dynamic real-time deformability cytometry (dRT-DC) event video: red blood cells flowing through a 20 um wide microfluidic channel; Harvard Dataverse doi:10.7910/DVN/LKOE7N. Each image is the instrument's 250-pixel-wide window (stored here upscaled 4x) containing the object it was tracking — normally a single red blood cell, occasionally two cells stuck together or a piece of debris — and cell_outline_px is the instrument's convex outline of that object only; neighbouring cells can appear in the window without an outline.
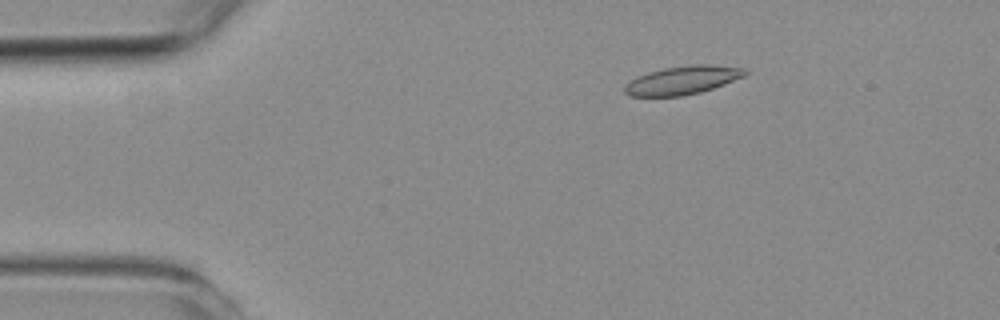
{"species": "common noctule bat (a hibernating species)", "species_latin": "Nyctalus noctula", "temperature_condition": "room temperature", "stored_images_in_passage": 46, "camera_frame_rate_fps": 3000, "um_per_image_px": 0.085, "animal": {"sex": "female", "body_mass_g": 19.3, "forearm_length_mm": 54.1}, "frame": {"image": 1, "passage_image": 1, "time_ms": 0.0, "image_size_px": [1000, 320], "cell_outline_px": [[748, 72], [744, 76], [724, 84], [700, 92], [684, 96], [628, 96], [624, 92], [624, 84], [636, 76], [648, 72], [664, 68], [692, 64], [712, 64], [748, 68]], "centroid_in_image_um": [58.01, 6.8], "position_along_channel_um": 27.0, "area_um2": 20.17}}
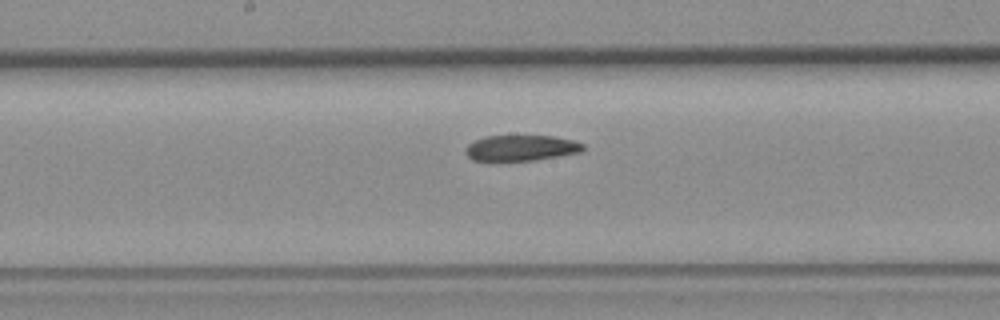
{"frame": {"image": 2, "passage_image": 20, "time_ms": 6.333, "image_size_px": [1000, 320], "cell_outline_px": [[584, 148], [580, 152], [532, 160], [488, 164], [472, 160], [464, 152], [464, 148], [468, 144], [484, 136], [552, 136], [572, 140], [584, 144]], "centroid_in_image_um": [44.16, 12.62], "position_along_channel_um": 204.0, "area_um2": 18.21}}
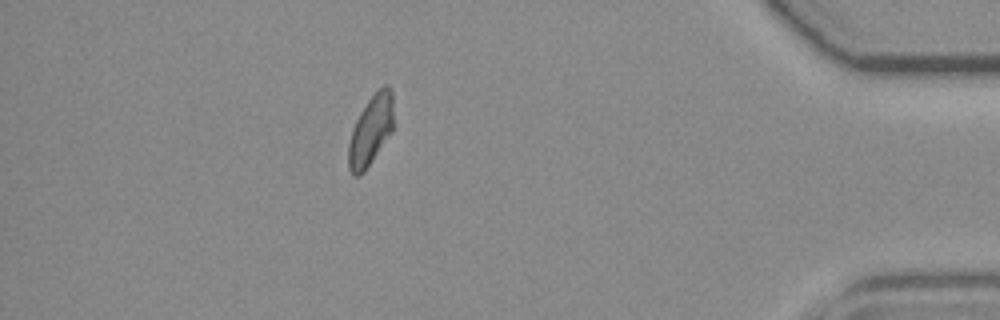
{"frame": {"image": 3, "passage_image": 40, "time_ms": 13.0, "image_size_px": [1000, 320], "cell_outline_px": [[392, 132], [364, 172], [360, 176], [352, 176], [348, 168], [348, 144], [352, 128], [360, 112], [368, 100], [384, 84], [388, 84], [392, 88]], "centroid_in_image_um": [31.49, 11.11], "position_along_channel_um": 403.7, "area_um2": 18.38}, "authors_computed_cell_mechanics": {"area_um2": 18.8139, "velocity_mm_per_s": 3.756, "shape_relaxation_time_tau1_ms": 8.0175, "shape_relaxation_time_tau2_ms": 5.3958, "deformation_change_tau1": 0.1667, "deformation_change_tau2": 0.1067}}